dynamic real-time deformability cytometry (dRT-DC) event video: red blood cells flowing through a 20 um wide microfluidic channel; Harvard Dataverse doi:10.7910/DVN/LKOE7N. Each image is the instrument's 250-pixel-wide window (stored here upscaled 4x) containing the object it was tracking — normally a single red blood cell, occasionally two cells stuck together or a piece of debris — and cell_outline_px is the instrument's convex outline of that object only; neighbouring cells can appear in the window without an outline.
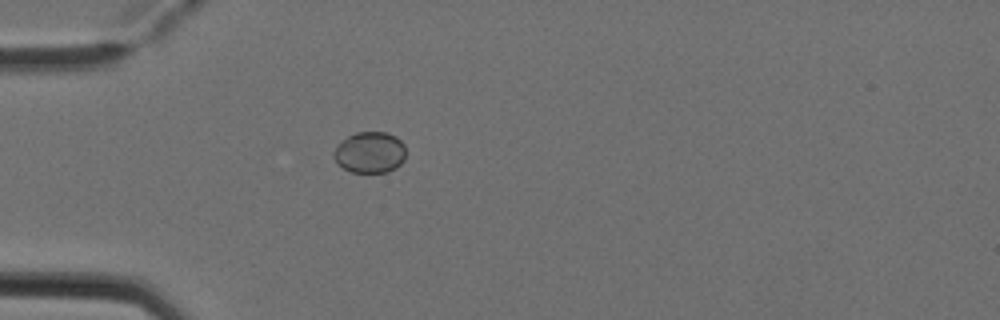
{"species": "Egyptian fruit bat (a non-hibernating species)", "species_latin": "Rousettus aegyptiacus", "temperature_condition": "cold", "stored_images_in_passage": 4, "camera_frame_rate_fps": 3000, "um_per_image_px": 0.085, "animal": {"sex": "female"}, "frame": {"image": 1, "passage_image": 4, "time_ms": 1.0, "image_size_px": [1000, 320], "cell_outline_px": [[404, 160], [396, 168], [388, 172], [352, 172], [336, 164], [332, 156], [332, 152], [336, 144], [348, 136], [356, 132], [388, 132], [396, 136], [404, 144]], "centroid_in_image_um": [31.4, 12.95], "position_along_channel_um": 53.6, "area_um2": 17.57}}